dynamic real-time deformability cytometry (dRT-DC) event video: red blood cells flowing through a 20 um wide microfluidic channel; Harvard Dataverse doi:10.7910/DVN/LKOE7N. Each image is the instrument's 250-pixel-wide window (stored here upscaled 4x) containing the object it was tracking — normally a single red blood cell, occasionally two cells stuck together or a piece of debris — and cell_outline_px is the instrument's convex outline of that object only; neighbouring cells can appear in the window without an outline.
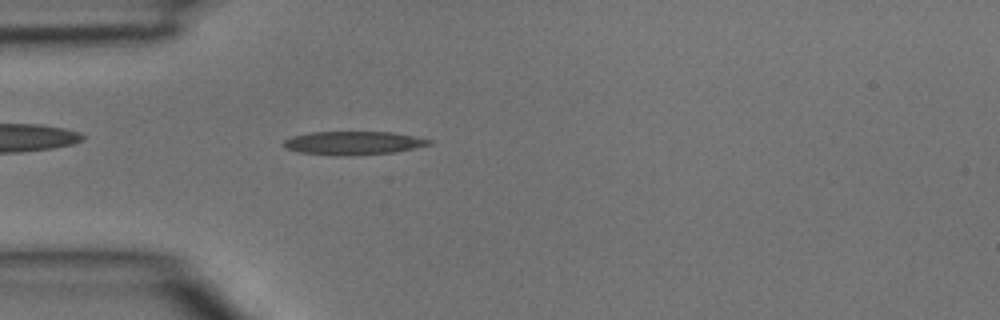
{"species": "common noctule bat (a hibernating species)", "species_latin": "Nyctalus noctula", "temperature_condition": "room temperature", "stored_images_in_passage": 3, "camera_frame_rate_fps": 3000, "um_per_image_px": 0.085, "animal": {"sex": "male", "body_mass_g": 15.6}, "frame": {"image": 1, "passage_image": 3, "time_ms": 0.667, "image_size_px": [1000, 320], "cell_outline_px": [[432, 144], [396, 152], [348, 156], [336, 156], [300, 152], [284, 148], [284, 140], [292, 136], [308, 132], [392, 132], [432, 140]], "centroid_in_image_um": [30.01, 12.16], "position_along_channel_um": 55.0, "area_um2": 19.94}}